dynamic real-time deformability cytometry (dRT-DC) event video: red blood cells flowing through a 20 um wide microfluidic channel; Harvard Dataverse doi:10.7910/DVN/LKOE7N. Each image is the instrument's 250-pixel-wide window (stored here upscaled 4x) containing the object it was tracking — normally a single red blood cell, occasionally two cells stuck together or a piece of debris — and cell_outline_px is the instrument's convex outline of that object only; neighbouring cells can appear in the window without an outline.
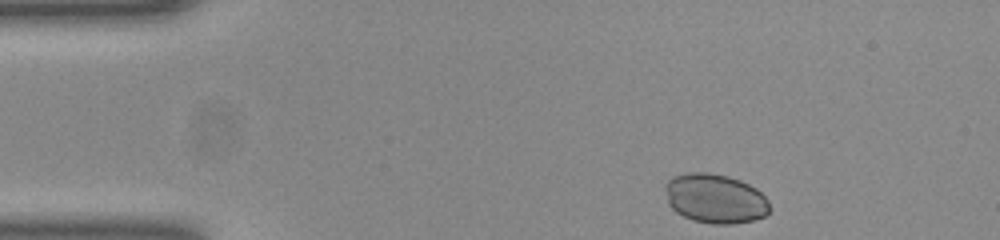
{"species": "common noctule bat (a hibernating species)", "species_latin": "Nyctalus noctula", "temperature_condition": "room temperature", "stored_images_in_passage": 37, "camera_frame_rate_fps": 3000, "um_per_image_px": 0.085, "animal": {"sex": "female", "body_mass_g": 23.0, "forearm_length_mm": 53.4}, "frame": {"image": 1, "passage_image": 1, "time_ms": 0.0, "image_size_px": [1000, 240], "cell_outline_px": [[768, 212], [764, 216], [752, 220], [732, 224], [712, 224], [692, 220], [676, 212], [668, 204], [668, 180], [672, 176], [684, 172], [708, 172], [728, 176], [740, 180], [756, 188], [768, 200]], "centroid_in_image_um": [60.79, 16.87], "position_along_channel_um": 24.2, "area_um2": 29.88}}
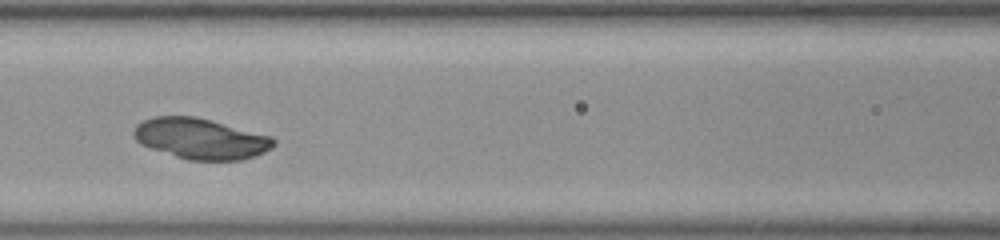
{"frame": {"image": 2, "passage_image": 16, "time_ms": 5.0, "image_size_px": [1000, 240], "cell_outline_px": [[276, 144], [272, 148], [264, 152], [244, 160], [188, 160], [140, 144], [136, 140], [132, 132], [136, 124], [144, 120], [156, 116], [196, 116], [212, 120], [272, 136], [276, 140]], "centroid_in_image_um": [17.08, 11.78], "position_along_channel_um": 149.5, "area_um2": 33.29}}
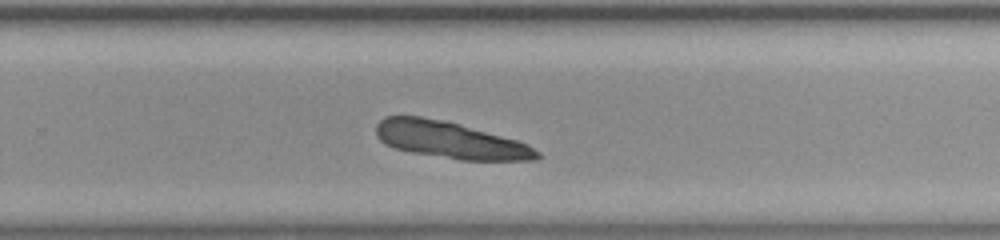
{"frame": {"image": 3, "passage_image": 27, "time_ms": 8.667, "image_size_px": [1000, 240], "cell_outline_px": [[540, 156], [536, 160], [460, 160], [412, 152], [396, 148], [384, 144], [376, 136], [376, 124], [384, 116], [420, 116], [460, 124], [516, 140], [540, 152]], "centroid_in_image_um": [38.21, 11.9], "position_along_channel_um": 291.6, "area_um2": 34.1}}